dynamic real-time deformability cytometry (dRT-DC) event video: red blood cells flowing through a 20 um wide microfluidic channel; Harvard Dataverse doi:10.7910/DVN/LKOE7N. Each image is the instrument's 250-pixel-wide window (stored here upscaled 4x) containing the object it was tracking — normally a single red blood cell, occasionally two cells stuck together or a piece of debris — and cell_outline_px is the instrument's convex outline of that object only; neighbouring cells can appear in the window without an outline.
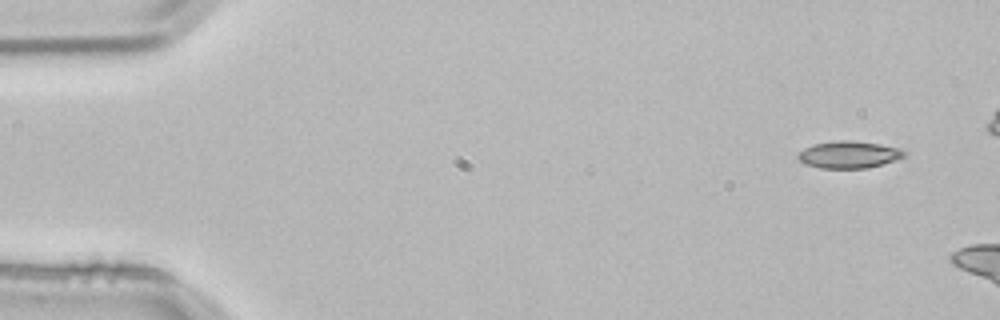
{"species": "common noctule bat (a hibernating species)", "species_latin": "Nyctalus noctula", "temperature_condition": "room temperature", "stored_images_in_passage": 4, "camera_frame_rate_fps": 3000, "um_per_image_px": 0.085, "animal": {"sex": "male", "body_mass_g": 21.5, "forearm_length_mm": 52.0}, "frame": {"image": 1, "passage_image": 1, "time_ms": 0.0, "image_size_px": [1000, 320], "cell_outline_px": [[908, 156], [884, 164], [868, 168], [820, 168], [804, 164], [796, 156], [804, 148], [812, 144], [836, 140], [852, 140], [880, 144], [900, 148], [908, 152]], "centroid_in_image_um": [72.2, 13.14], "position_along_channel_um": 12.8, "area_um2": 17.11}}